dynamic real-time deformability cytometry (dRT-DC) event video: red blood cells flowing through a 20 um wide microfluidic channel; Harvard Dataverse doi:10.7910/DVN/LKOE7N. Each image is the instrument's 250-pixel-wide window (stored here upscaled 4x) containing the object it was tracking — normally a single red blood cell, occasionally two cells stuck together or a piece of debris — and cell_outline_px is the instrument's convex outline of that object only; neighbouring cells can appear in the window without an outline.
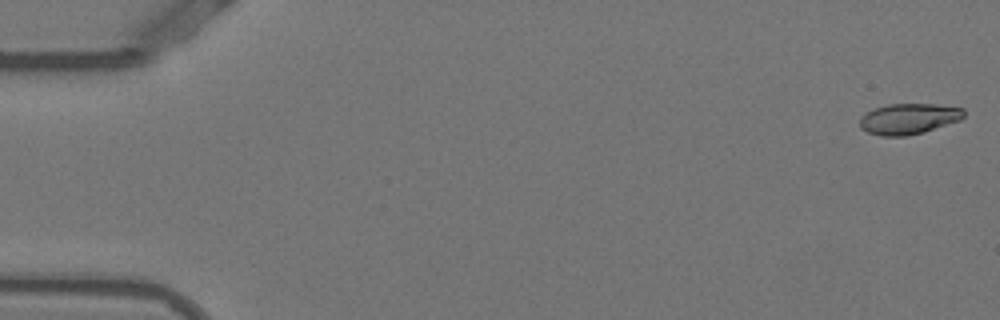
{"species": "Egyptian fruit bat (a non-hibernating species)", "species_latin": "Rousettus aegyptiacus", "temperature_condition": "warm", "stored_images_in_passage": 53, "camera_frame_rate_fps": 3000, "um_per_image_px": 0.085, "animal": {"sex": "female"}, "frame": {"image": 1, "passage_image": 1, "time_ms": 0.0, "image_size_px": [1000, 320], "cell_outline_px": [[964, 116], [960, 120], [924, 132], [908, 136], [880, 136], [868, 132], [860, 128], [860, 116], [876, 108], [888, 104], [936, 104], [964, 108]], "centroid_in_image_um": [77.24, 10.1], "position_along_channel_um": 7.8, "area_um2": 18.67}}
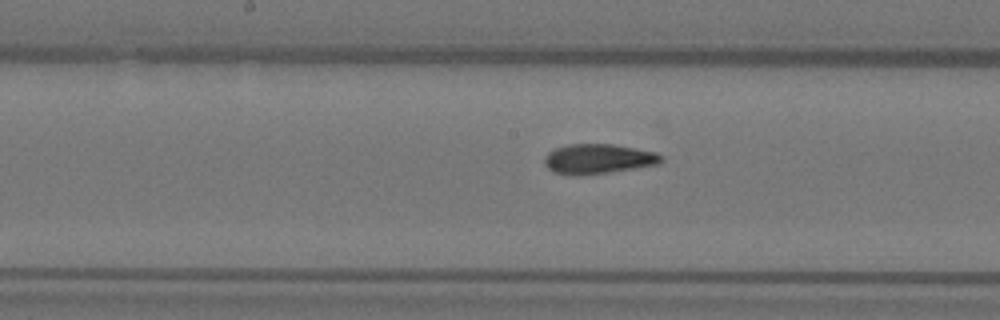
{"frame": {"image": 2, "passage_image": 27, "time_ms": 8.667, "image_size_px": [1000, 320], "cell_outline_px": [[664, 160], [660, 164], [636, 168], [580, 176], [572, 176], [552, 172], [544, 164], [544, 156], [548, 152], [556, 148], [568, 144], [612, 144], [656, 152], [664, 156]], "centroid_in_image_um": [50.84, 13.52], "position_along_channel_um": 197.4, "area_um2": 20.58}}
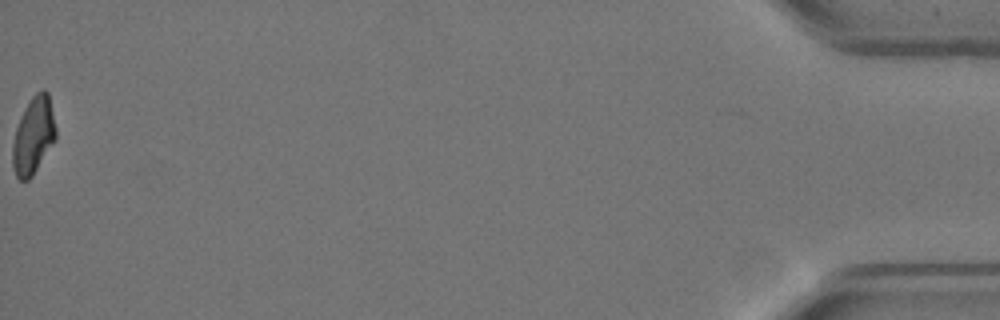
{"frame": {"image": 3, "passage_image": 53, "time_ms": 17.333, "image_size_px": [1000, 320], "cell_outline_px": [[56, 140], [32, 176], [28, 180], [20, 180], [16, 176], [12, 164], [12, 144], [16, 128], [32, 96], [36, 92], [44, 88], [48, 92], [56, 128]], "centroid_in_image_um": [2.85, 11.55], "position_along_channel_um": 432.3, "area_um2": 19.25}, "authors_computed_cell_mechanics": {"area_um2": 19.7676, "velocity_mm_per_s": 3.8682, "shape_relaxation_time_tau1_ms": 8.2006, "shape_relaxation_time_tau2_ms": 1.164, "deformation_change_tau1": 0.2385, "deformation_change_tau2": 0.0769}}